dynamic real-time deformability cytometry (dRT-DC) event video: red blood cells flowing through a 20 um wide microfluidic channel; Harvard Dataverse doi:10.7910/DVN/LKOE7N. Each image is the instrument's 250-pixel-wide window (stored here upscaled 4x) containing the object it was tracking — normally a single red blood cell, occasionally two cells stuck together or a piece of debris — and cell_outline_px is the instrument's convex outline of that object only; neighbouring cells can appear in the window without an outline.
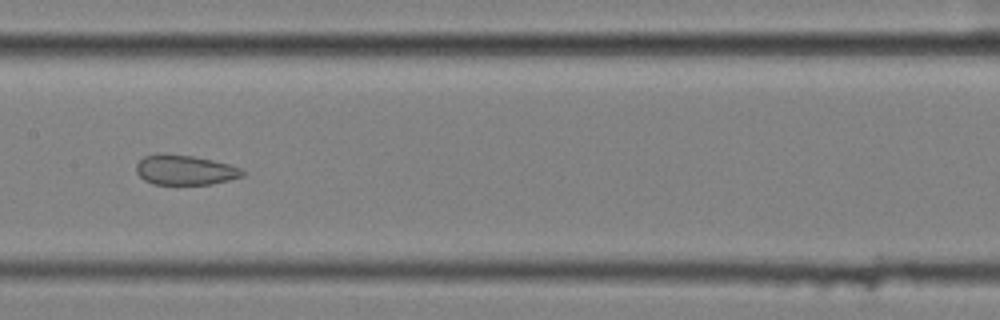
{"species": "common noctule bat (a hibernating species)", "species_latin": "Nyctalus noctula", "temperature_condition": "cold", "stored_images_in_passage": 9, "camera_frame_rate_fps": 3000, "um_per_image_px": 0.085, "animal": {"sex": "female", "body_mass_g": 25.1}, "frame": {"image": 1, "passage_image": 6, "time_ms": 1.667, "image_size_px": [1000, 320], "cell_outline_px": [[244, 176], [212, 184], [152, 184], [144, 180], [136, 172], [136, 164], [144, 156], [192, 156], [212, 160], [228, 164], [240, 168], [244, 172]], "centroid_in_image_um": [15.74, 14.49], "position_along_channel_um": 191.7, "area_um2": 17.86}}
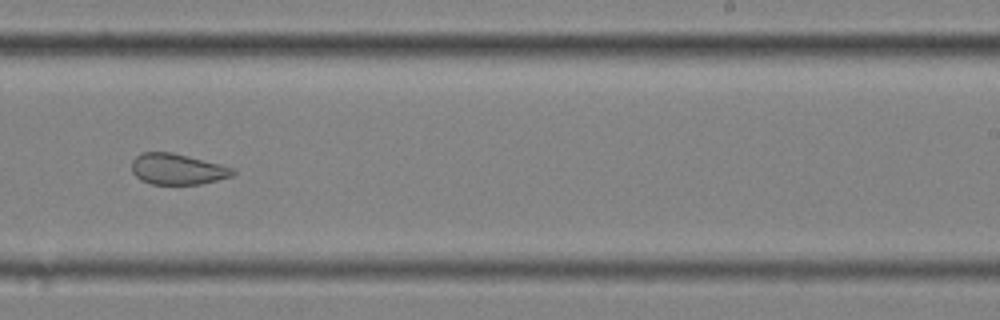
{"frame": {"image": 2, "passage_image": 8, "time_ms": 2.333, "image_size_px": [1000, 320], "cell_outline_px": [[236, 172], [232, 176], [200, 184], [152, 184], [140, 180], [132, 172], [132, 160], [140, 152], [172, 152], [236, 168]], "centroid_in_image_um": [15.07, 14.37], "position_along_channel_um": 273.9, "area_um2": 18.26}}
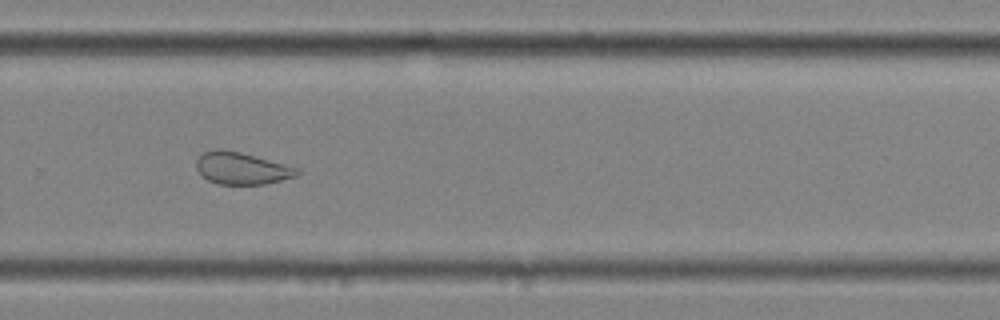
{"frame": {"image": 3, "passage_image": 9, "time_ms": 2.667, "image_size_px": [1000, 320], "cell_outline_px": [[300, 172], [296, 176], [264, 184], [220, 184], [208, 180], [196, 168], [196, 160], [204, 152], [216, 148], [224, 148], [240, 152], [300, 168]], "centroid_in_image_um": [20.54, 14.29], "position_along_channel_um": 309.3, "area_um2": 18.73}}